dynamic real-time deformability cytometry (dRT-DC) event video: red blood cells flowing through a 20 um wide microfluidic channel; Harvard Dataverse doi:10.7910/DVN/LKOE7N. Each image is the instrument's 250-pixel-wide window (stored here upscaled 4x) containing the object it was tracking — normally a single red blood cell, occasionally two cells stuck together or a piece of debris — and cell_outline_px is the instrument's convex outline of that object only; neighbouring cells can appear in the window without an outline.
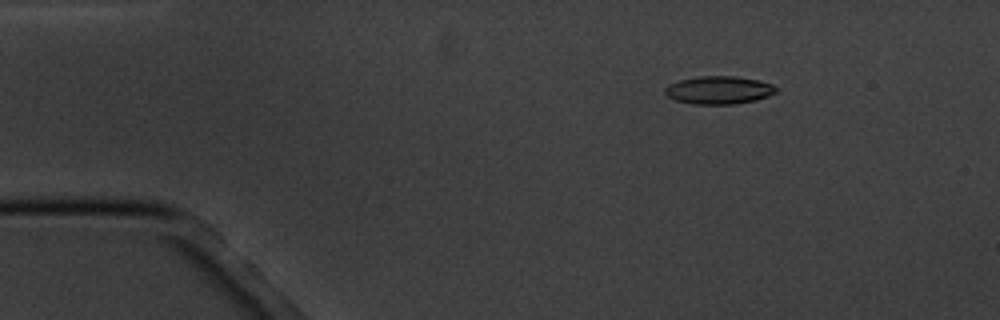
{"species": "common noctule bat (a hibernating species)", "species_latin": "Nyctalus noctula", "temperature_condition": "cold", "stored_images_in_passage": 4, "camera_frame_rate_fps": 3000, "um_per_image_px": 0.085, "animal": {"sex": "male", "body_mass_g": 20.1, "forearm_length_mm": 53.5}, "frame": {"image": 1, "passage_image": 2, "time_ms": 1.0, "image_size_px": [1000, 320], "cell_outline_px": [[776, 92], [768, 96], [756, 100], [736, 104], [692, 104], [676, 100], [668, 96], [664, 92], [664, 88], [668, 84], [680, 80], [700, 76], [736, 76], [756, 80], [772, 84], [776, 88]], "centroid_in_image_um": [61.08, 7.66], "position_along_channel_um": 23.9, "area_um2": 18.03}}